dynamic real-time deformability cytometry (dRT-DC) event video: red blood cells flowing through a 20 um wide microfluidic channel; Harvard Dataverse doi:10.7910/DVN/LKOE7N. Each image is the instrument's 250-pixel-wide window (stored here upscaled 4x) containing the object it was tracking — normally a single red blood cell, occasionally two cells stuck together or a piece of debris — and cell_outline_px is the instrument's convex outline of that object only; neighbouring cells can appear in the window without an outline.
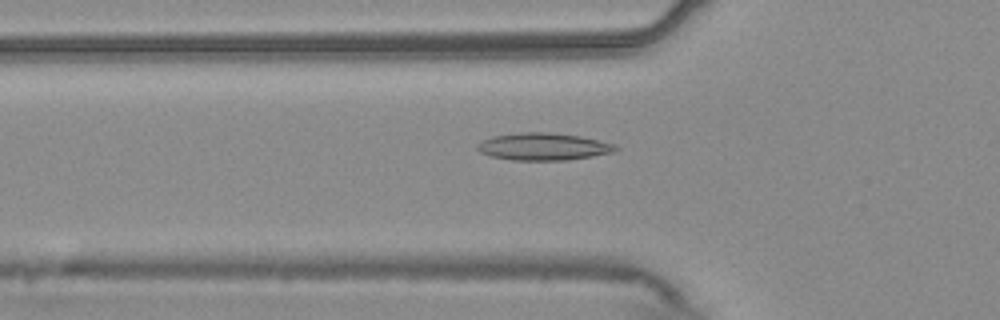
{"species": "common noctule bat (a hibernating species)", "species_latin": "Nyctalus noctula", "temperature_condition": "warm", "stored_images_in_passage": 54, "camera_frame_rate_fps": 3000, "um_per_image_px": 0.085, "animal": {"sex": "male", "body_mass_g": 20.4}, "frame": {"image": 1, "passage_image": 18, "time_ms": 5.667, "image_size_px": [1000, 320], "cell_outline_px": [[620, 148], [616, 152], [568, 160], [512, 160], [492, 156], [480, 152], [476, 148], [476, 144], [492, 136], [520, 132], [548, 132], [580, 136], [616, 144]], "centroid_in_image_um": [46.22, 12.46], "position_along_channel_um": 79.6, "area_um2": 22.08}}
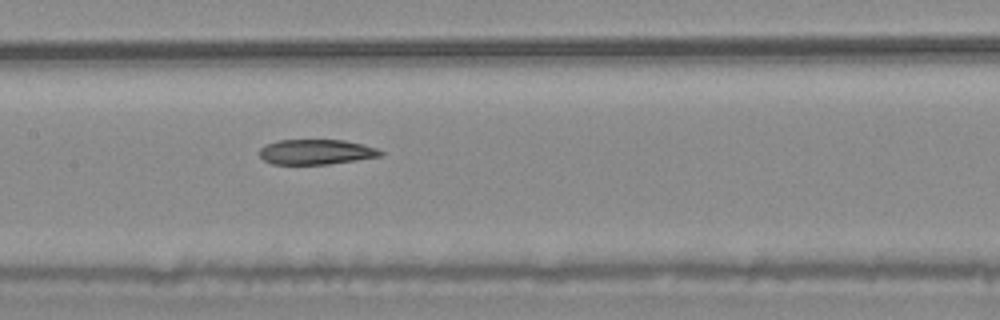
{"frame": {"image": 2, "passage_image": 26, "time_ms": 8.333, "image_size_px": [1000, 320], "cell_outline_px": [[384, 156], [328, 164], [272, 164], [264, 160], [260, 156], [260, 148], [268, 144], [280, 140], [344, 140], [364, 144], [376, 148], [384, 152]], "centroid_in_image_um": [26.92, 12.91], "position_along_channel_um": 180.5, "area_um2": 17.69}}
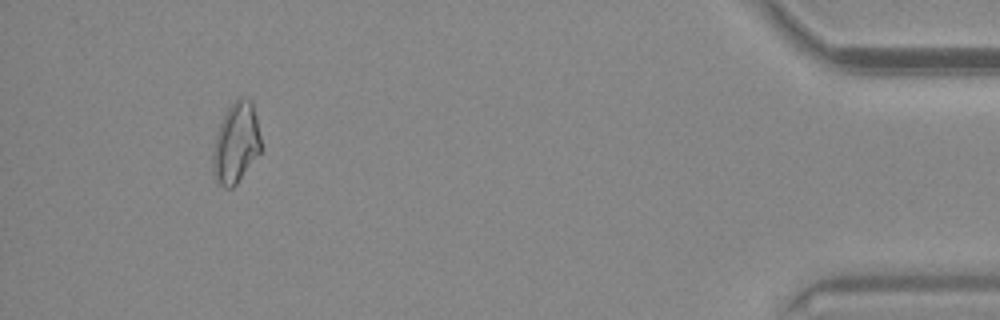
{"frame": {"image": 3, "passage_image": 50, "time_ms": 16.333, "image_size_px": [1000, 320], "cell_outline_px": [[260, 152], [236, 184], [232, 188], [224, 188], [216, 180], [212, 172], [212, 152], [216, 136], [220, 124], [228, 108], [240, 96], [244, 96], [252, 100], [256, 116], [260, 136]], "centroid_in_image_um": [20.05, 12.16], "position_along_channel_um": 415.2, "area_um2": 22.43}, "authors_computed_cell_mechanics": {"area_um2": 20.3745, "velocity_mm_per_s": 3.7447, "shape_relaxation_time_tau1_ms": null, "shape_relaxation_time_tau2_ms": 10.9365, "deformation_change_tau1": null, "deformation_change_tau2": 0.2015}}